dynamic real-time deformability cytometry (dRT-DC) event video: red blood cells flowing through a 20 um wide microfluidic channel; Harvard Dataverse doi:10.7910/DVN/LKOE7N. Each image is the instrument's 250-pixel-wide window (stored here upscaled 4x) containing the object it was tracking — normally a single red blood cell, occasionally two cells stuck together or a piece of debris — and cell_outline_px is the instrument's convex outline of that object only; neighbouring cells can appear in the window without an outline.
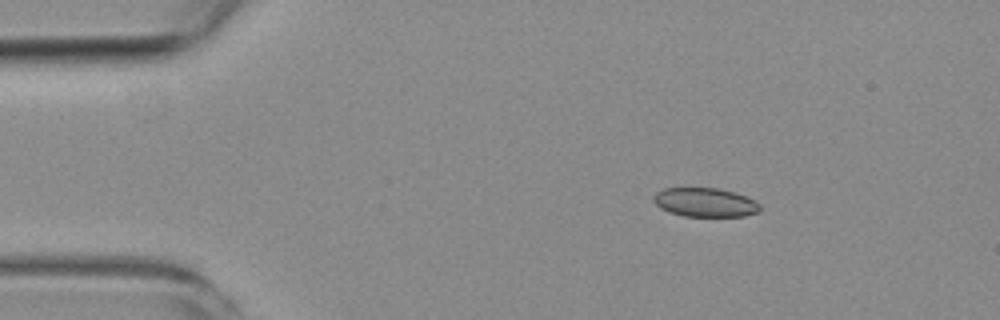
{"species": "common noctule bat (a hibernating species)", "species_latin": "Nyctalus noctula", "temperature_condition": "room temperature", "stored_images_in_passage": 4, "camera_frame_rate_fps": 3000, "um_per_image_px": 0.085, "animal": {"sex": "female", "body_mass_g": 19.3, "forearm_length_mm": 54.1}, "frame": {"image": 1, "passage_image": 2, "time_ms": 2.0, "image_size_px": [1000, 320], "cell_outline_px": [[760, 208], [756, 212], [744, 216], [684, 216], [668, 212], [660, 208], [652, 200], [652, 196], [656, 192], [664, 188], [716, 188], [732, 192], [744, 196], [760, 204]], "centroid_in_image_um": [59.86, 17.2], "position_along_channel_um": 25.1, "area_um2": 17.8}}